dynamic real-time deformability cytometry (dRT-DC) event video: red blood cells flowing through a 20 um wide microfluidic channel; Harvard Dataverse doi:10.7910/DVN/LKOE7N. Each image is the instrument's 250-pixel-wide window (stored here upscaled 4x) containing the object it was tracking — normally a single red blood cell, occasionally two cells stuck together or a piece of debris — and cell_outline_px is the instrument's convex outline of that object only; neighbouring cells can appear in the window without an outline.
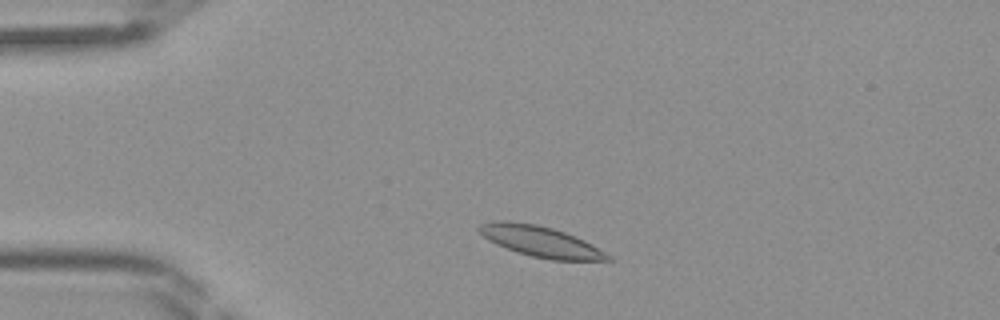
{"species": "Egyptian fruit bat (a non-hibernating species)", "species_latin": "Rousettus aegyptiacus", "temperature_condition": "room temperature", "stored_images_in_passage": 39, "camera_frame_rate_fps": 3000, "um_per_image_px": 0.085, "frame": {"image": 1, "passage_image": 5, "time_ms": 1.333, "image_size_px": [1000, 320], "cell_outline_px": [[612, 260], [552, 260], [532, 256], [516, 252], [496, 244], [488, 240], [476, 228], [480, 224], [500, 220], [508, 220], [536, 224], [552, 228], [564, 232], [584, 240], [592, 244], [612, 256]], "centroid_in_image_um": [45.94, 20.52], "position_along_channel_um": 39.1, "area_um2": 22.95}}
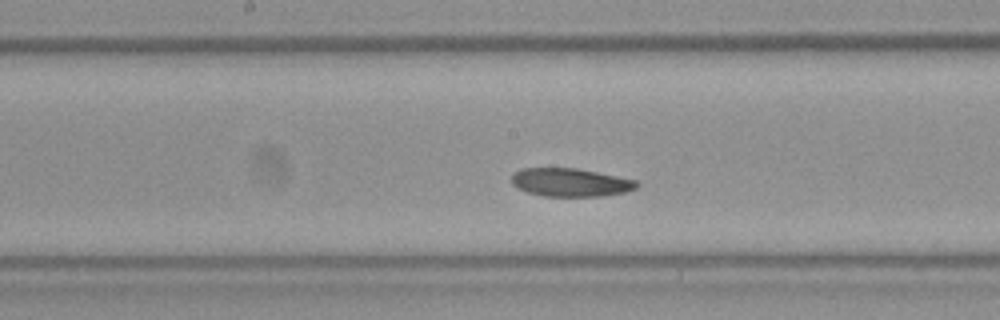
{"frame": {"image": 2, "passage_image": 18, "time_ms": 5.667, "image_size_px": [1000, 320], "cell_outline_px": [[640, 184], [636, 188], [624, 192], [600, 196], [544, 196], [528, 192], [512, 184], [512, 172], [520, 168], [576, 168], [636, 180]], "centroid_in_image_um": [48.46, 15.49], "position_along_channel_um": 199.7, "area_um2": 20.46}}
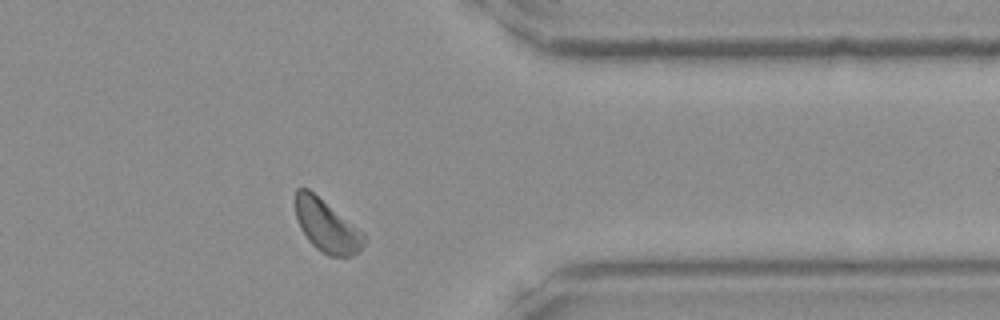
{"frame": {"image": 3, "passage_image": 31, "time_ms": 10.0, "image_size_px": [1000, 320], "cell_outline_px": [[364, 244], [352, 256], [344, 260], [328, 256], [316, 248], [308, 240], [300, 228], [296, 216], [296, 188], [308, 188], [364, 232]], "centroid_in_image_um": [27.78, 19.25], "position_along_channel_um": 383.6, "area_um2": 21.04}}